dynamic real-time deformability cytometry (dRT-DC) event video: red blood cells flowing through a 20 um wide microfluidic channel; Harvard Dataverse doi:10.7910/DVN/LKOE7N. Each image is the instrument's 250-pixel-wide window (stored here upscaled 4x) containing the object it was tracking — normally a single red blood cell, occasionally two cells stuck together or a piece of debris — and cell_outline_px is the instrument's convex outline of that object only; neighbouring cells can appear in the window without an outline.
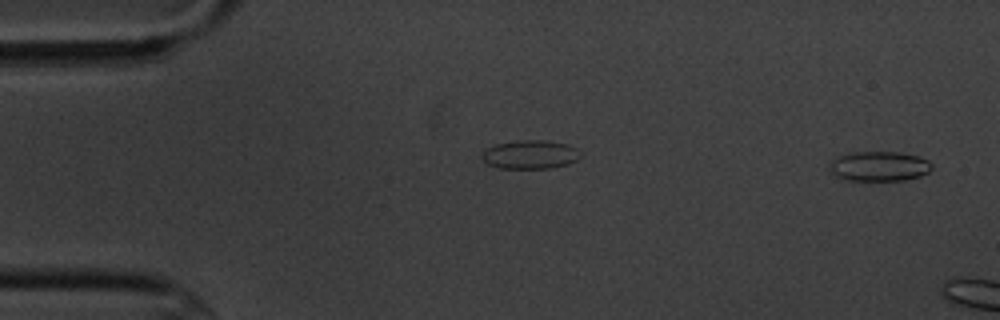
{"species": "common noctule bat (a hibernating species)", "species_latin": "Nyctalus noctula", "temperature_condition": "cold", "stored_images_in_passage": 3, "segment_of_instrument_passage": [2, 2], "camera_frame_rate_fps": 3000, "um_per_image_px": 0.085, "animal": {"sex": "male", "body_mass_g": 20.1, "forearm_length_mm": 53.5}, "frame": {"image": 1, "passage_image": 3, "time_ms": 3.333, "image_size_px": [1000, 320], "cell_outline_px": [[932, 168], [928, 172], [920, 176], [904, 180], [848, 180], [836, 176], [828, 168], [832, 160], [848, 152], [900, 152], [920, 156], [928, 160], [932, 164]], "centroid_in_image_um": [74.75, 14.12], "position_along_channel_um": 10.3, "area_um2": 17.8}}